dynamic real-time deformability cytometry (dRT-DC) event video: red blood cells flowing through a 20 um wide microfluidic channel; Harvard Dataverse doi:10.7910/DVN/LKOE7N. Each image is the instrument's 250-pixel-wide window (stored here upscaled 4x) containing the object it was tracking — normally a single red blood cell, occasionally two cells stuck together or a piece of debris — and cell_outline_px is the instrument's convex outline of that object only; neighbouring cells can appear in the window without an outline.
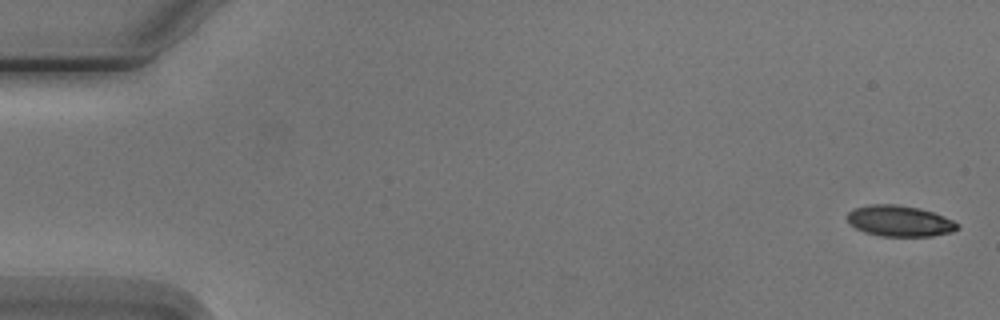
{"species": "Egyptian fruit bat (a non-hibernating species)", "species_latin": "Rousettus aegyptiacus", "temperature_condition": "cold", "stored_images_in_passage": 4, "camera_frame_rate_fps": 3000, "um_per_image_px": 0.085, "animal": {"sex": "male"}, "frame": {"image": 1, "passage_image": 1, "time_ms": 0.0, "image_size_px": [1000, 320], "cell_outline_px": [[960, 228], [952, 232], [932, 236], [880, 236], [864, 232], [856, 228], [848, 220], [848, 212], [852, 208], [872, 204], [896, 204], [920, 208], [944, 216], [960, 224]], "centroid_in_image_um": [76.49, 18.78], "position_along_channel_um": 8.5, "area_um2": 19.94}}